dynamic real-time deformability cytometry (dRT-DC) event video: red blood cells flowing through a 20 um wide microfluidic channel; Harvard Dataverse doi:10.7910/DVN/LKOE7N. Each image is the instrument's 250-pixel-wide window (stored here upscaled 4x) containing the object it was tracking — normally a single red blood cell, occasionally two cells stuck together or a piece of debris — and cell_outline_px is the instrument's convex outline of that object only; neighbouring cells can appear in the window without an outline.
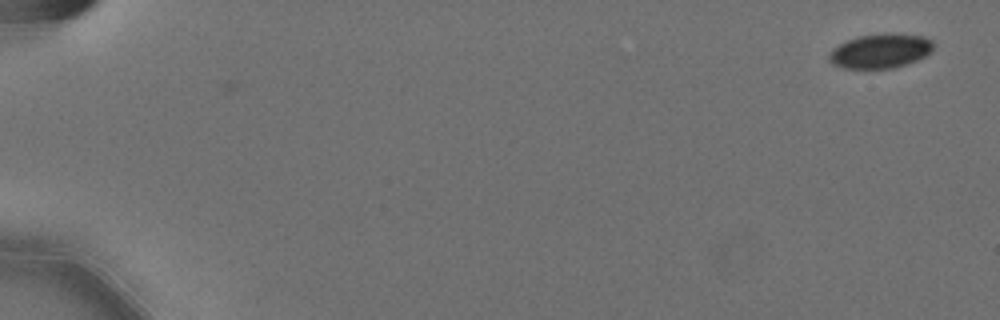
{"species": "Egyptian fruit bat (a non-hibernating species)", "species_latin": "Rousettus aegyptiacus", "temperature_condition": "cold", "stored_images_in_passage": 2, "camera_frame_rate_fps": 3000, "um_per_image_px": 0.085, "animal": {"sex": "female"}, "frame": {"image": 1, "passage_image": 2, "time_ms": 0.333, "image_size_px": [1000, 320], "cell_outline_px": [[932, 52], [908, 64], [892, 68], [840, 68], [832, 64], [828, 60], [828, 56], [832, 48], [848, 40], [860, 36], [924, 36], [932, 40]], "centroid_in_image_um": [74.78, 4.39], "position_along_channel_um": 10.2, "area_um2": 20.11}}